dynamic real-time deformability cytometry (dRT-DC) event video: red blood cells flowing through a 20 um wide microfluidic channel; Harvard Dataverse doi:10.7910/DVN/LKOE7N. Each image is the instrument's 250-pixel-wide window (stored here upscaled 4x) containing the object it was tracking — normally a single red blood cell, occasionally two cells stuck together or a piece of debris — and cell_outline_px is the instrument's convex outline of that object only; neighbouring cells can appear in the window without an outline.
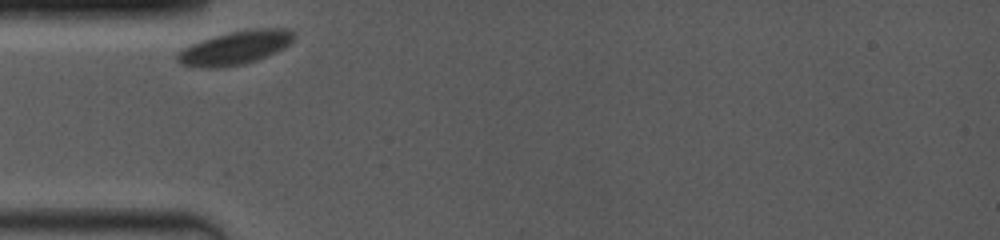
{"species": "common noctule bat (a hibernating species)", "species_latin": "Nyctalus noctula", "temperature_condition": "room temperature", "stored_images_in_passage": 39, "camera_frame_rate_fps": 4000, "um_per_image_px": 0.085, "animal": {"sex": "female", "body_mass_g": 19.0, "forearm_length_mm": 53.3}, "frame": {"image": 1, "passage_image": 1, "time_ms": 0.0, "image_size_px": [1000, 240], "cell_outline_px": [[292, 40], [284, 48], [276, 52], [256, 60], [244, 64], [220, 68], [200, 68], [180, 64], [176, 60], [176, 56], [184, 48], [192, 44], [216, 36], [232, 32], [256, 28], [288, 28], [292, 32]], "centroid_in_image_um": [19.98, 4.08], "position_along_channel_um": 65.0, "area_um2": 22.43}}
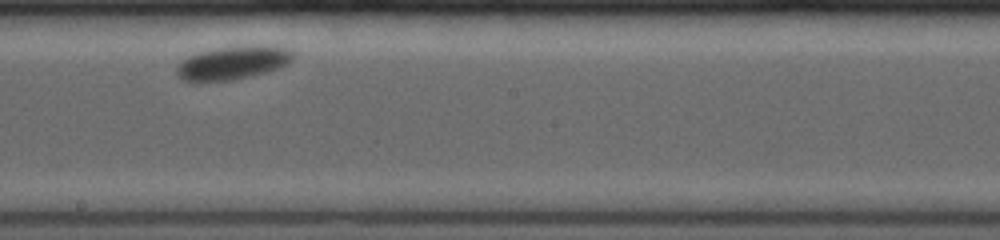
{"frame": {"image": 2, "passage_image": 21, "time_ms": 5.0, "image_size_px": [1000, 240], "cell_outline_px": [[292, 60], [288, 64], [280, 68], [268, 72], [252, 76], [232, 80], [184, 80], [176, 76], [176, 68], [188, 56], [200, 52], [216, 48], [252, 44], [272, 44], [284, 48], [292, 52]], "centroid_in_image_um": [19.86, 5.31], "position_along_channel_um": 228.3, "area_um2": 22.72}}
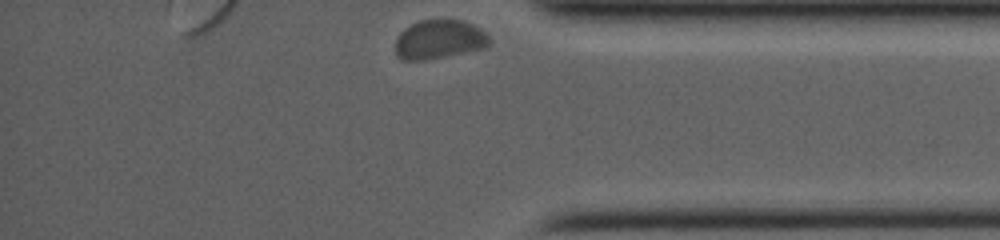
{"frame": {"image": 3, "passage_image": 39, "time_ms": 10.0, "image_size_px": [1000, 240], "cell_outline_px": [[492, 40], [484, 48], [424, 60], [400, 60], [396, 56], [396, 36], [404, 28], [420, 20], [460, 20], [472, 24], [480, 28]], "centroid_in_image_um": [37.3, 3.35], "position_along_channel_um": 397.9, "area_um2": 21.27}, "authors_computed_cell_mechanics": {"area_um2": 22.1374, "velocity_mm_per_s": 3.3324, "shape_relaxation_time_tau1_ms": 6.8892, "shape_relaxation_time_tau2_ms": null, "deformation_change_tau1": 0.077, "deformation_change_tau2": null}}